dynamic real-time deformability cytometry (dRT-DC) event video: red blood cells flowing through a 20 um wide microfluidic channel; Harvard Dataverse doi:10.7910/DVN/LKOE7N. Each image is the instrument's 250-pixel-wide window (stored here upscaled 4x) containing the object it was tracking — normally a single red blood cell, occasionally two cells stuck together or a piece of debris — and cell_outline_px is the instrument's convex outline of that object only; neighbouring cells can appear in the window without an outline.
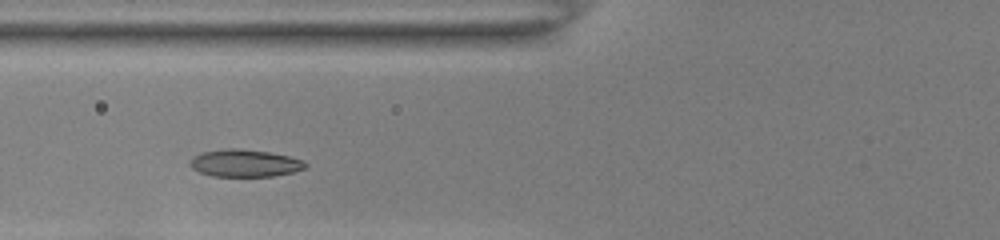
{"species": "common noctule bat (a hibernating species)", "species_latin": "Nyctalus noctula", "temperature_condition": "room temperature", "stored_images_in_passage": 33, "camera_frame_rate_fps": 3000, "um_per_image_px": 0.085, "animal": {"sex": "female", "body_mass_g": 22.0, "forearm_length_mm": 56.7}, "frame": {"image": 1, "passage_image": 8, "time_ms": 2.333, "image_size_px": [1000, 240], "cell_outline_px": [[308, 164], [304, 168], [292, 172], [272, 176], [212, 176], [200, 172], [192, 168], [188, 164], [200, 152], [228, 148], [240, 148], [268, 152], [288, 156], [304, 160]], "centroid_in_image_um": [20.81, 13.86], "position_along_channel_um": 105.0, "area_um2": 18.26}}
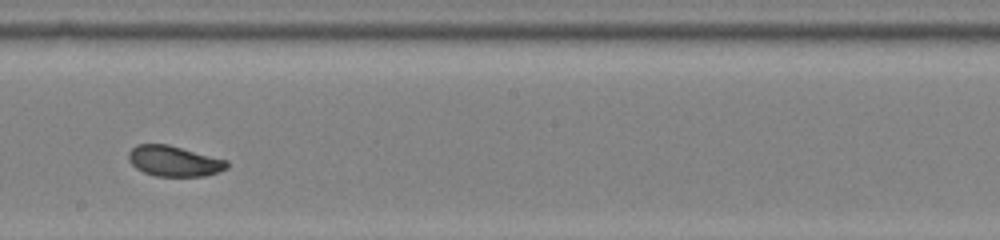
{"frame": {"image": 2, "passage_image": 18, "time_ms": 5.667, "image_size_px": [1000, 240], "cell_outline_px": [[228, 168], [204, 176], [156, 176], [144, 172], [136, 168], [128, 160], [128, 152], [136, 144], [168, 144], [228, 160]], "centroid_in_image_um": [14.78, 13.68], "position_along_channel_um": 233.4, "area_um2": 17.51}}
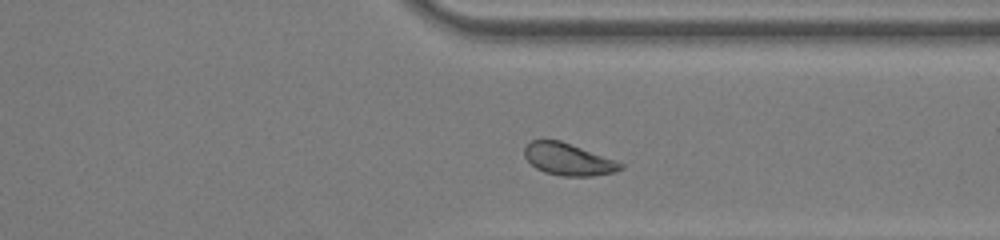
{"frame": {"image": 3, "passage_image": 28, "time_ms": 9.0, "image_size_px": [1000, 240], "cell_outline_px": [[624, 168], [616, 172], [592, 176], [560, 176], [544, 172], [536, 168], [524, 156], [524, 148], [532, 140], [560, 140], [616, 160], [624, 164]], "centroid_in_image_um": [48.33, 13.55], "position_along_channel_um": 363.1, "area_um2": 17.98}, "authors_computed_cell_mechanics": {"area_um2": 17.8024, "velocity_mm_per_s": 3.8578, "shape_relaxation_time_tau1_ms": 2.9977, "shape_relaxation_time_tau2_ms": 0.9037, "deformation_change_tau1": 0.1299, "deformation_change_tau2": 0.0538}}